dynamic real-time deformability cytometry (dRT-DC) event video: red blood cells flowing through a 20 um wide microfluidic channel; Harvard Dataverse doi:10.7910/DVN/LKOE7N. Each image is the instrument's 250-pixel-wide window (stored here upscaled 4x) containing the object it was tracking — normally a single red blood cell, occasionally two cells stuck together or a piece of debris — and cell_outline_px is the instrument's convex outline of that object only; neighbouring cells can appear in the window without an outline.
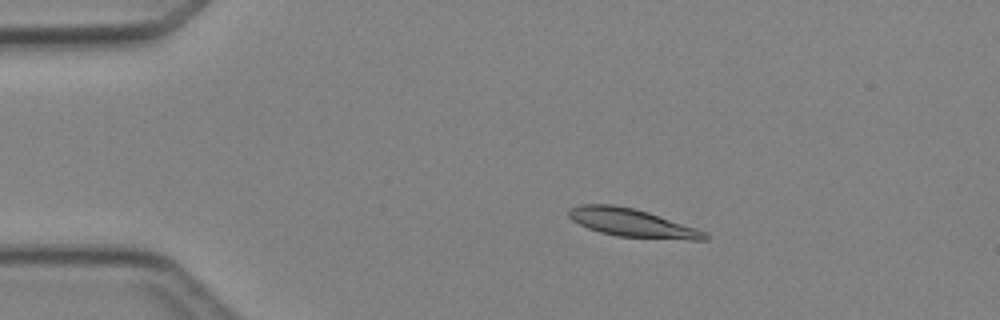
{"species": "Egyptian fruit bat (a non-hibernating species)", "species_latin": "Rousettus aegyptiacus", "temperature_condition": "cold", "stored_images_in_passage": 4, "camera_frame_rate_fps": 3000, "um_per_image_px": 0.085, "animal": {"sex": "female"}, "frame": {"image": 1, "passage_image": 3, "time_ms": 2.0, "image_size_px": [1000, 320], "cell_outline_px": [[708, 240], [688, 240], [616, 236], [600, 232], [588, 228], [572, 220], [568, 216], [568, 208], [580, 204], [612, 204], [632, 208], [648, 212], [696, 228], [704, 232], [708, 236]], "centroid_in_image_um": [53.69, 18.94], "position_along_channel_um": 31.3, "area_um2": 22.25}}